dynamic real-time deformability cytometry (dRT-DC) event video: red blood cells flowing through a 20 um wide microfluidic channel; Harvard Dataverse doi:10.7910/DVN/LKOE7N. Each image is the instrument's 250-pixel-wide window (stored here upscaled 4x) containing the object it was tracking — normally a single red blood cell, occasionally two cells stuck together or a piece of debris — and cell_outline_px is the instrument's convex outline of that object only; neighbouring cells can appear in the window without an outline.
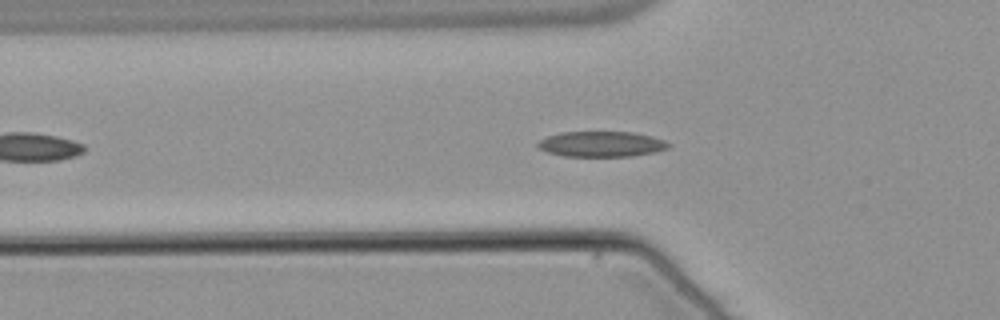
{"species": "common noctule bat (a hibernating species)", "species_latin": "Nyctalus noctula", "temperature_condition": "warm", "stored_images_in_passage": 48, "camera_frame_rate_fps": 3000, "um_per_image_px": 0.085, "animal": {"sex": "male", "body_mass_g": 21.5, "forearm_length_mm": 52.0}, "frame": {"image": 1, "passage_image": 11, "time_ms": 3.333, "image_size_px": [1000, 320], "cell_outline_px": [[672, 144], [668, 148], [656, 152], [632, 156], [564, 156], [548, 152], [540, 148], [536, 144], [540, 140], [548, 136], [560, 132], [632, 132], [652, 136], [664, 140]], "centroid_in_image_um": [51.16, 12.24], "position_along_channel_um": 74.6, "area_um2": 19.36}}
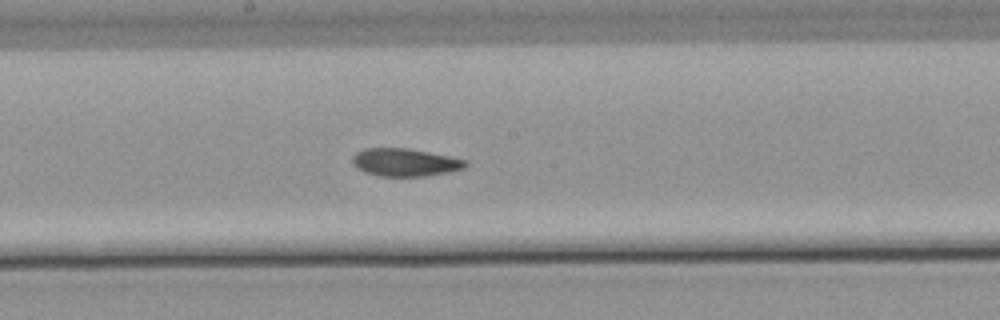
{"frame": {"image": 2, "passage_image": 22, "time_ms": 7.0, "image_size_px": [1000, 320], "cell_outline_px": [[468, 164], [464, 168], [448, 172], [424, 176], [380, 176], [364, 172], [356, 168], [352, 164], [352, 156], [356, 152], [364, 148], [408, 148], [468, 160]], "centroid_in_image_um": [34.39, 13.8], "position_along_channel_um": 213.8, "area_um2": 18.38}}
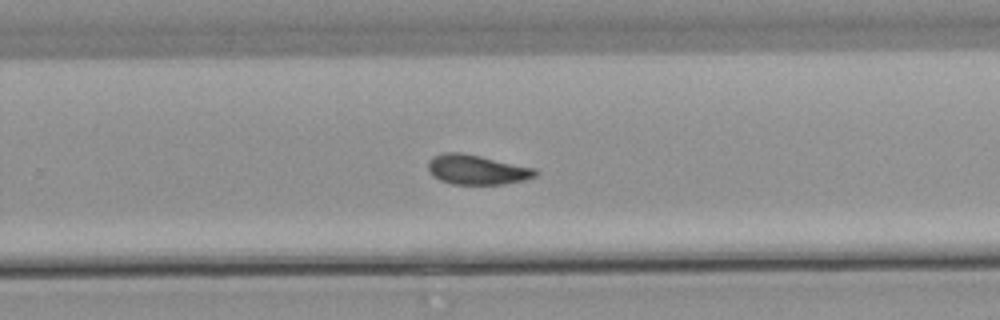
{"frame": {"image": 3, "passage_image": 28, "time_ms": 9.0, "image_size_px": [1000, 320], "cell_outline_px": [[540, 172], [536, 176], [524, 180], [504, 184], [452, 184], [440, 180], [432, 176], [428, 168], [428, 160], [432, 156], [444, 152], [460, 152], [480, 156], [536, 168]], "centroid_in_image_um": [40.53, 14.42], "position_along_channel_um": 289.3, "area_um2": 18.73}, "authors_computed_cell_mechanics": {"area_um2": 18.7272, "velocity_mm_per_s": 3.7924, "shape_relaxation_time_tau1_ms": null, "shape_relaxation_time_tau2_ms": 4.0787, "deformation_change_tau1": null, "deformation_change_tau2": 0.0997}}